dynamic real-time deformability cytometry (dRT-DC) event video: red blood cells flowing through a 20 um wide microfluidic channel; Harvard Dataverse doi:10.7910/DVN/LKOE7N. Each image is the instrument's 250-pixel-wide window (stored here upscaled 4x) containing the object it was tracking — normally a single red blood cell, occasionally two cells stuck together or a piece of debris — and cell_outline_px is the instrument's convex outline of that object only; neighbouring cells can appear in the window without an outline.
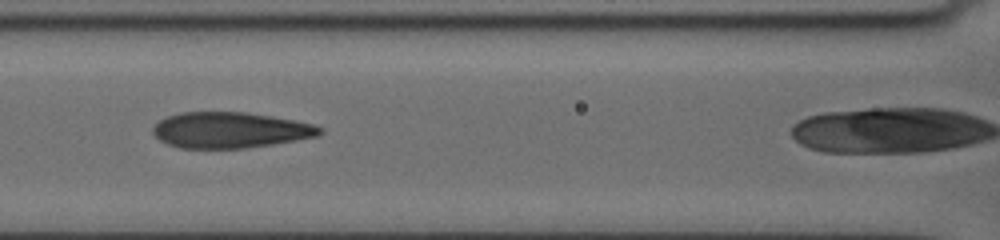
{"species": "human", "species_latin": "Homo sapiens", "temperature_condition": "cold", "stored_images_in_passage": 19, "segment_of_instrument_passage": [1, 2], "camera_frame_rate_fps": 3000, "um_per_image_px": 0.085, "donor": {"sex": "female"}, "frame": {"image": 1, "passage_image": 13, "time_ms": 7.667, "image_size_px": [1000, 240], "cell_outline_px": [[324, 132], [320, 136], [272, 144], [244, 148], [180, 148], [168, 144], [160, 140], [152, 132], [152, 128], [160, 120], [168, 116], [180, 112], [248, 112], [296, 120], [316, 124], [324, 128]], "centroid_in_image_um": [19.62, 11.05], "position_along_channel_um": 147.0, "area_um2": 35.08}}
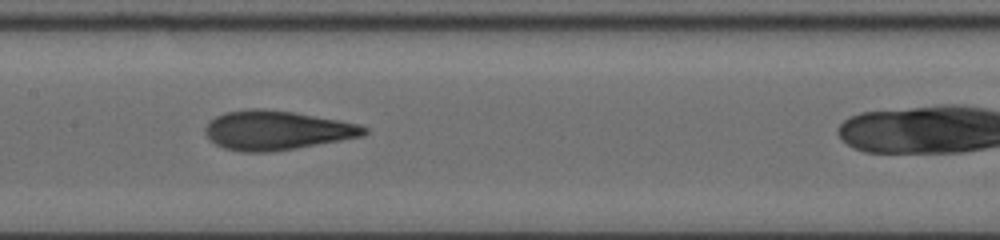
{"frame": {"image": 2, "passage_image": 15, "time_ms": 8.667, "image_size_px": [1000, 240], "cell_outline_px": [[368, 132], [364, 136], [296, 148], [272, 152], [240, 152], [224, 148], [216, 144], [204, 132], [204, 128], [208, 120], [224, 112], [252, 108], [264, 108], [296, 112], [360, 124], [368, 128]], "centroid_in_image_um": [23.51, 11.07], "position_along_channel_um": 183.9, "area_um2": 36.65}}